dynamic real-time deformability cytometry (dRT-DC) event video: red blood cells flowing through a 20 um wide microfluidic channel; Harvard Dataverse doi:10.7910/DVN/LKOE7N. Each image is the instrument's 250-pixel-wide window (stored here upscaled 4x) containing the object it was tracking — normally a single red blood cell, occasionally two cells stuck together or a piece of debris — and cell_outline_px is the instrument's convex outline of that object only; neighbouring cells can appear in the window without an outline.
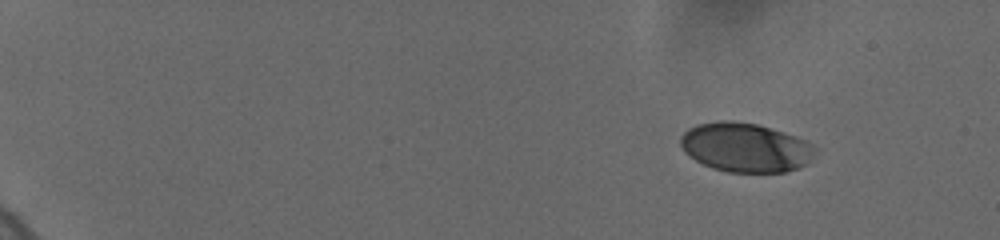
{"species": "human", "species_latin": "Homo sapiens", "temperature_condition": "cold", "stored_images_in_passage": 15, "camera_frame_rate_fps": 3000, "um_per_image_px": 0.085, "donor": {"sex": "female"}, "frame": {"image": 1, "passage_image": 3, "time_ms": 1.333, "image_size_px": [1000, 240], "cell_outline_px": [[812, 152], [808, 164], [784, 172], [728, 172], [712, 168], [688, 156], [684, 152], [680, 144], [680, 136], [688, 128], [696, 124], [716, 120], [732, 120], [756, 124], [784, 132], [796, 136], [812, 144]], "centroid_in_image_um": [63.29, 12.52], "position_along_channel_um": 21.7, "area_um2": 38.49}}
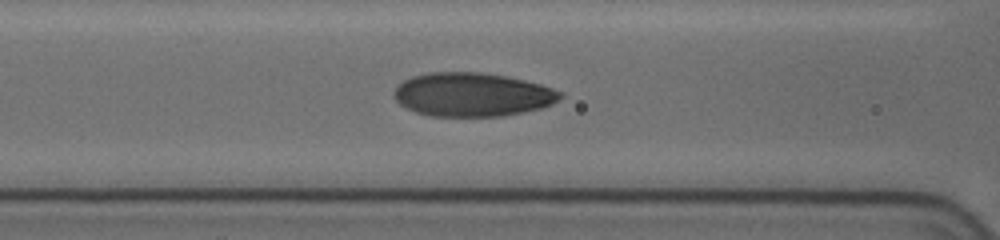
{"frame": {"image": 2, "passage_image": 12, "time_ms": 8.333, "image_size_px": [1000, 240], "cell_outline_px": [[564, 96], [560, 100], [552, 104], [540, 108], [504, 116], [432, 116], [416, 112], [400, 104], [392, 96], [392, 92], [404, 80], [412, 76], [428, 72], [480, 72], [508, 76], [540, 84], [564, 92]], "centroid_in_image_um": [40.16, 8.03], "position_along_channel_um": 126.4, "area_um2": 42.54}}
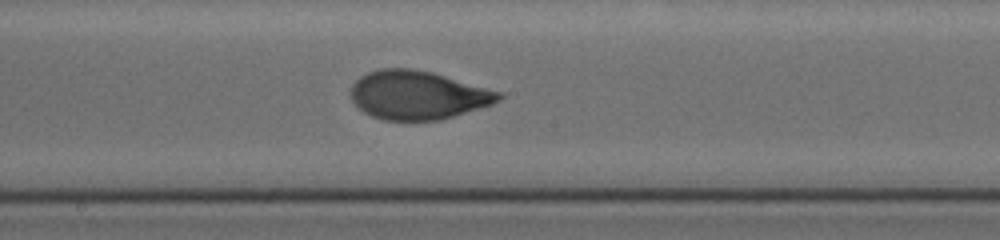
{"frame": {"image": 3, "passage_image": 15, "time_ms": 10.667, "image_size_px": [1000, 240], "cell_outline_px": [[504, 96], [500, 100], [492, 104], [480, 108], [440, 120], [384, 120], [372, 116], [364, 112], [352, 100], [348, 92], [352, 84], [360, 76], [368, 72], [380, 68], [412, 68], [432, 72], [504, 92]], "centroid_in_image_um": [35.52, 8.07], "position_along_channel_um": 212.7, "area_um2": 42.19}}